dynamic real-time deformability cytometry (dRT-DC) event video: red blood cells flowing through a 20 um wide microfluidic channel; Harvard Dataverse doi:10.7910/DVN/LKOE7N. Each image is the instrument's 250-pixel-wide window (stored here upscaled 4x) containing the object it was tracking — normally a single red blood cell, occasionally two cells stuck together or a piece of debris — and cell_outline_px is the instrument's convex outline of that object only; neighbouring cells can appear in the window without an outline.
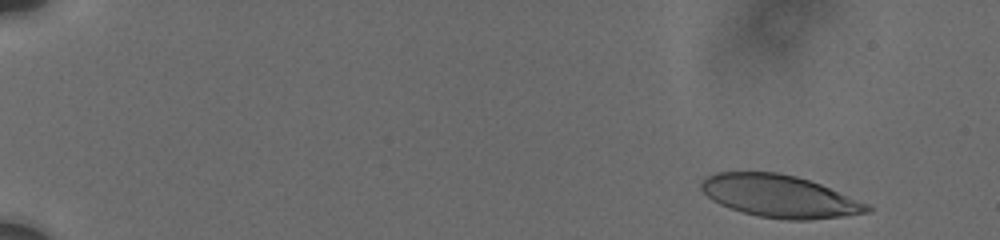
{"species": "human", "species_latin": "Homo sapiens", "temperature_condition": "cold", "stored_images_in_passage": 14, "camera_frame_rate_fps": 3000, "um_per_image_px": 0.085, "donor": {"sex": "male"}, "frame": {"image": 1, "passage_image": 2, "time_ms": 0.667, "image_size_px": [1000, 240], "cell_outline_px": [[872, 212], [808, 220], [788, 220], [756, 216], [720, 204], [712, 200], [700, 188], [700, 184], [708, 176], [716, 172], [776, 172], [796, 176], [820, 184], [868, 204], [872, 208]], "centroid_in_image_um": [66.26, 16.68], "position_along_channel_um": 18.7, "area_um2": 40.58}}
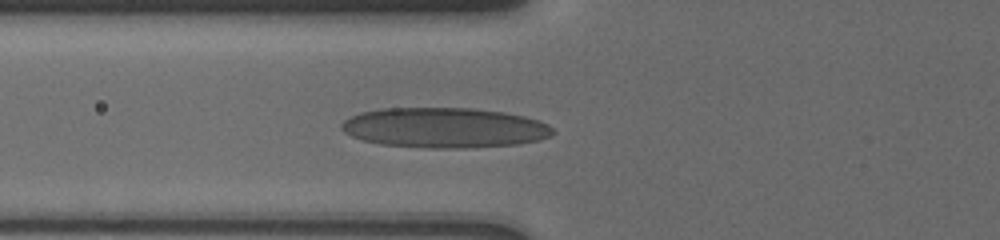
{"frame": {"image": 2, "passage_image": 11, "time_ms": 6.667, "image_size_px": [1000, 240], "cell_outline_px": [[552, 136], [540, 140], [516, 144], [468, 148], [428, 148], [380, 144], [364, 140], [352, 136], [344, 132], [340, 128], [340, 124], [348, 116], [360, 112], [380, 108], [472, 108], [504, 112], [524, 116], [548, 124], [552, 128]], "centroid_in_image_um": [37.74, 10.85], "position_along_channel_um": 88.1, "area_um2": 49.65}}
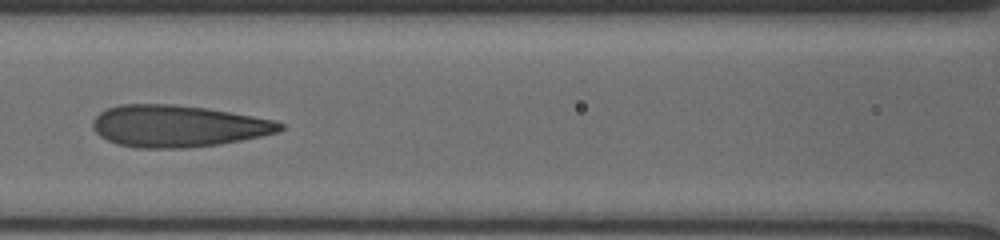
{"frame": {"image": 3, "passage_image": 13, "time_ms": 8.333, "image_size_px": [1000, 240], "cell_outline_px": [[284, 128], [280, 132], [220, 144], [184, 148], [136, 148], [116, 144], [100, 136], [92, 128], [92, 120], [100, 112], [108, 108], [120, 104], [172, 104], [208, 108], [252, 116], [272, 120], [284, 124]], "centroid_in_image_um": [15.09, 10.72], "position_along_channel_um": 151.5, "area_um2": 45.66}}